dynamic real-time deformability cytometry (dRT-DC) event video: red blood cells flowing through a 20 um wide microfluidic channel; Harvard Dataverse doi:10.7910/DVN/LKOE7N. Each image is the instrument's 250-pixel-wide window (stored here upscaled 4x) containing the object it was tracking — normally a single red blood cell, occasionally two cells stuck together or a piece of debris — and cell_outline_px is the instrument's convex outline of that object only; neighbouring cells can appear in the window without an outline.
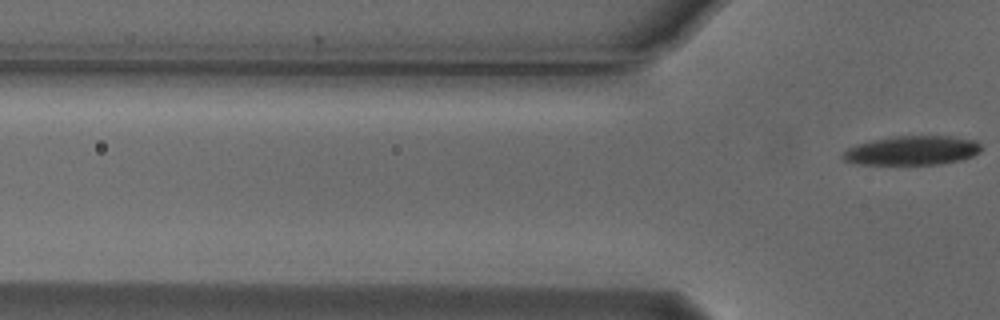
{"species": "Egyptian fruit bat (a non-hibernating species)", "species_latin": "Rousettus aegyptiacus", "temperature_condition": "cold", "stored_images_in_passage": 7, "camera_frame_rate_fps": 3000, "um_per_image_px": 0.085, "animal": {"sex": "male"}, "frame": {"image": 1, "passage_image": 7, "time_ms": 2.0, "image_size_px": [1000, 320], "cell_outline_px": [[980, 152], [972, 156], [960, 160], [940, 164], [860, 164], [844, 160], [844, 152], [848, 148], [856, 144], [872, 140], [892, 136], [952, 136], [976, 140], [980, 144]], "centroid_in_image_um": [77.56, 12.78], "position_along_channel_um": 48.2, "area_um2": 23.41}}